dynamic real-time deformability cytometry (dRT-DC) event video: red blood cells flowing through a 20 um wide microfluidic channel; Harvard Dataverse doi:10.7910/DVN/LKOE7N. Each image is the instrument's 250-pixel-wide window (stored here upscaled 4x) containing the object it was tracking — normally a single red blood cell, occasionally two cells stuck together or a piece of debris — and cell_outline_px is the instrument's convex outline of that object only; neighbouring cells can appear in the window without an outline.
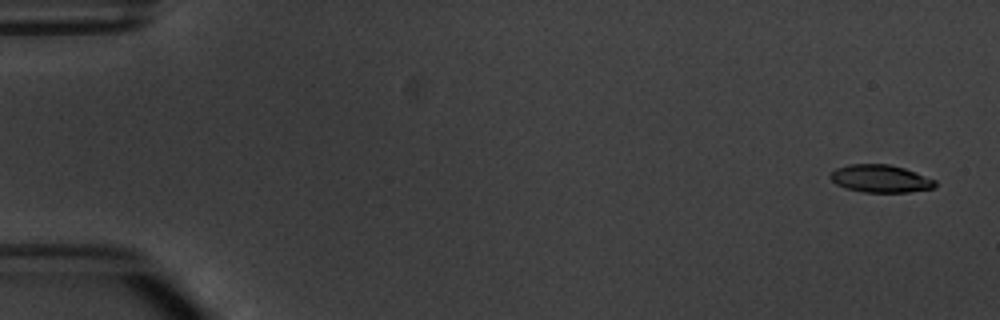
{"species": "common noctule bat (a hibernating species)", "species_latin": "Nyctalus noctula", "temperature_condition": "warm", "stored_images_in_passage": 5, "camera_frame_rate_fps": 3000, "um_per_image_px": 0.085, "animal": {"sex": "male", "body_mass_g": 20.1, "forearm_length_mm": 53.5}, "frame": {"image": 1, "passage_image": 1, "time_ms": 0.0, "image_size_px": [1000, 320], "cell_outline_px": [[936, 184], [932, 188], [908, 192], [864, 192], [844, 188], [836, 184], [832, 180], [832, 172], [836, 168], [848, 164], [888, 164], [904, 168], [936, 180]], "centroid_in_image_um": [74.83, 15.18], "position_along_channel_um": 10.2, "area_um2": 16.7}}
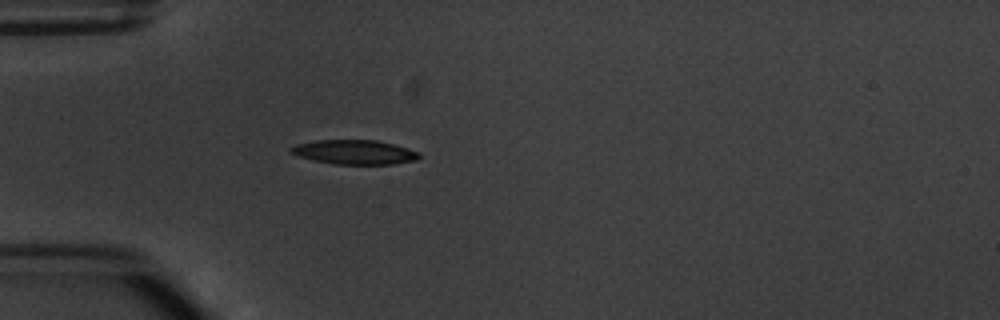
{"frame": {"image": 2, "passage_image": 5, "time_ms": 4.667, "image_size_px": [1000, 320], "cell_outline_px": [[420, 156], [416, 160], [392, 164], [332, 164], [296, 156], [288, 152], [288, 148], [296, 144], [316, 140], [376, 140], [408, 148], [420, 152]], "centroid_in_image_um": [30.08, 12.93], "position_along_channel_um": 54.9, "area_um2": 18.32}}